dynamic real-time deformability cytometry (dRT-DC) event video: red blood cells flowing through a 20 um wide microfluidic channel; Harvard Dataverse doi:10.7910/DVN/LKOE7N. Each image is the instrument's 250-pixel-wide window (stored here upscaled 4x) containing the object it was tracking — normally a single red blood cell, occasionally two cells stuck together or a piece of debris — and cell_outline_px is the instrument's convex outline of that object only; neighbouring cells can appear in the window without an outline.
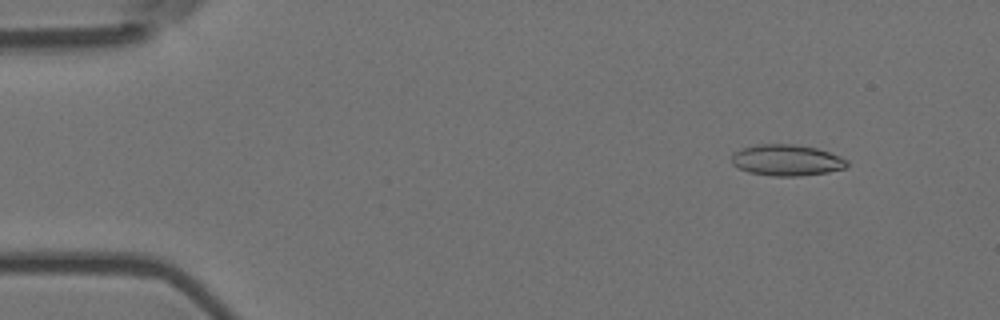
{"species": "Egyptian fruit bat (a non-hibernating species)", "species_latin": "Rousettus aegyptiacus", "temperature_condition": "room temperature", "stored_images_in_passage": 5, "camera_frame_rate_fps": 3000, "um_per_image_px": 0.085, "animal": {"sex": "female"}, "frame": {"image": 1, "passage_image": 2, "time_ms": 0.333, "image_size_px": [1000, 320], "cell_outline_px": [[848, 164], [844, 168], [828, 172], [800, 176], [772, 176], [748, 172], [732, 164], [732, 156], [736, 152], [744, 148], [756, 144], [792, 144], [816, 148], [840, 156], [848, 160]], "centroid_in_image_um": [66.88, 13.62], "position_along_channel_um": 18.1, "area_um2": 20.81}}